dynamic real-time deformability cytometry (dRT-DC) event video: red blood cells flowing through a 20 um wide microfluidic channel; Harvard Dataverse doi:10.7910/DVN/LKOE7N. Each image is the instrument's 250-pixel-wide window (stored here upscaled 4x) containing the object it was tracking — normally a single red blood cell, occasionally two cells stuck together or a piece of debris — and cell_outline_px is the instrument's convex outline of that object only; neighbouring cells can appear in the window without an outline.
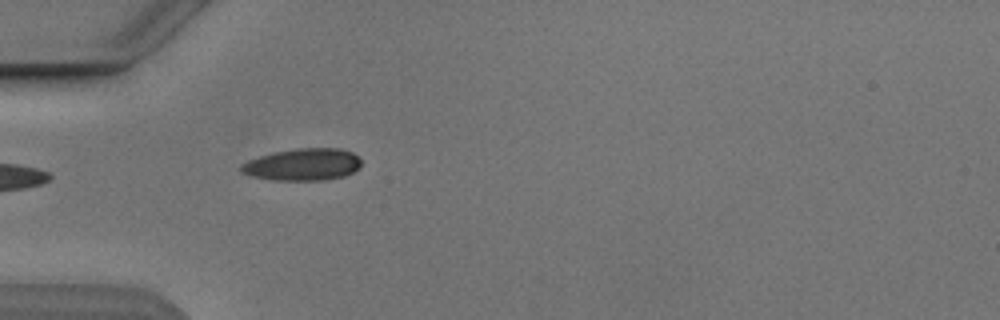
{"species": "Egyptian fruit bat (a non-hibernating species)", "species_latin": "Rousettus aegyptiacus", "temperature_condition": "cold", "stored_images_in_passage": 5, "camera_frame_rate_fps": 3000, "um_per_image_px": 0.085, "animal": {"sex": "male"}, "frame": {"image": 1, "passage_image": 5, "time_ms": 5.0, "image_size_px": [1000, 320], "cell_outline_px": [[360, 168], [344, 176], [324, 180], [272, 180], [252, 176], [240, 172], [240, 164], [248, 160], [272, 152], [296, 148], [340, 148], [352, 152], [360, 160]], "centroid_in_image_um": [25.71, 13.98], "position_along_channel_um": 59.3, "area_um2": 22.54}}